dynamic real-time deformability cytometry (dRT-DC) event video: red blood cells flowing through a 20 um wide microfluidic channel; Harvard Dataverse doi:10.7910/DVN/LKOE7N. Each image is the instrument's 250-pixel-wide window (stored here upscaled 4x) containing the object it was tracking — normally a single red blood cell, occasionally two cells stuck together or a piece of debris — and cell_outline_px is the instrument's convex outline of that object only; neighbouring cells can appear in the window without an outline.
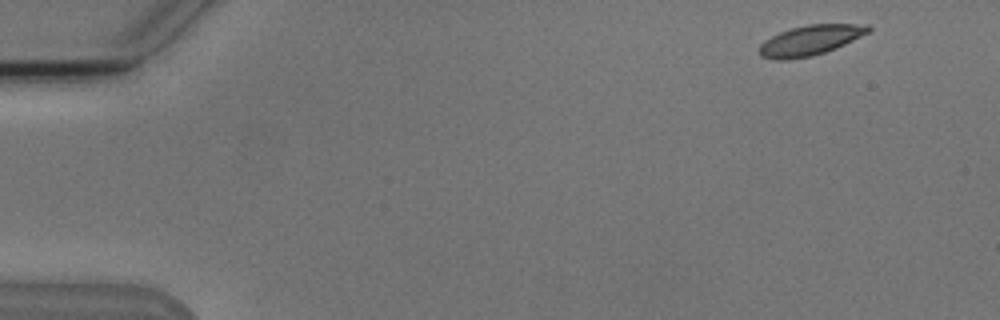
{"species": "Egyptian fruit bat (a non-hibernating species)", "species_latin": "Rousettus aegyptiacus", "temperature_condition": "cold", "stored_images_in_passage": 4, "camera_frame_rate_fps": 3000, "um_per_image_px": 0.085, "animal": {"sex": "male"}, "frame": {"image": 1, "passage_image": 1, "time_ms": 0.0, "image_size_px": [1000, 320], "cell_outline_px": [[872, 32], [836, 48], [812, 56], [788, 60], [776, 60], [760, 56], [760, 44], [764, 40], [780, 32], [792, 28], [808, 24], [868, 24], [872, 28]], "centroid_in_image_um": [68.92, 3.42], "position_along_channel_um": 16.1, "area_um2": 19.25}}
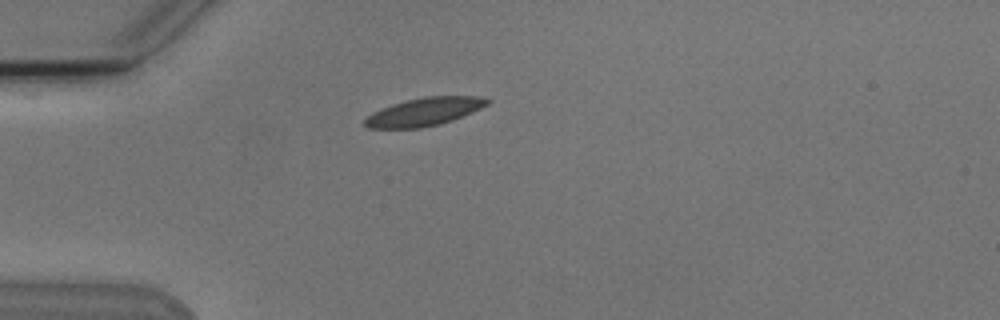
{"frame": {"image": 2, "passage_image": 4, "time_ms": 3.667, "image_size_px": [1000, 320], "cell_outline_px": [[492, 100], [488, 104], [472, 112], [452, 120], [440, 124], [420, 128], [368, 128], [364, 124], [364, 120], [372, 112], [380, 108], [392, 104], [424, 96], [480, 96]], "centroid_in_image_um": [36.06, 9.49], "position_along_channel_um": 48.9, "area_um2": 20.0}}